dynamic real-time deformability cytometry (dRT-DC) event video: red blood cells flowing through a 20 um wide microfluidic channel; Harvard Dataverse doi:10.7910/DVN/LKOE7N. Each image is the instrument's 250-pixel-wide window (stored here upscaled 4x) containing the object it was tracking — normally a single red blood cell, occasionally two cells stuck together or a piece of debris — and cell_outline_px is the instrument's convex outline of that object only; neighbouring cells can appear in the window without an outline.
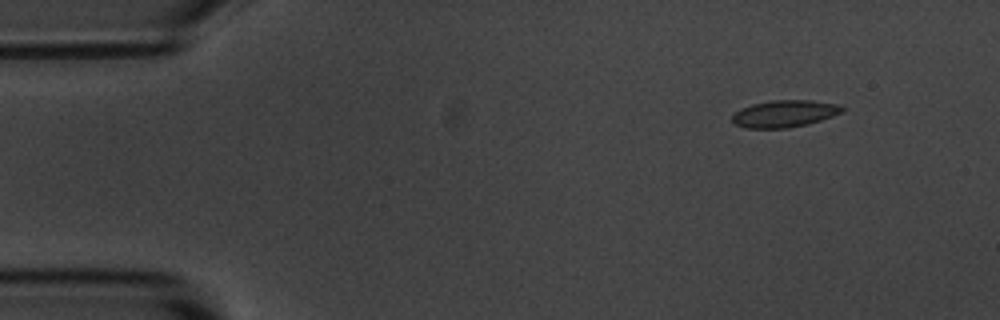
{"species": "common noctule bat (a hibernating species)", "species_latin": "Nyctalus noctula", "temperature_condition": "room temperature", "stored_images_in_passage": 4, "camera_frame_rate_fps": 3000, "um_per_image_px": 0.085, "animal": {"sex": "male", "body_mass_g": 20.1, "forearm_length_mm": 53.5}, "frame": {"image": 1, "passage_image": 1, "time_ms": 0.0, "image_size_px": [1000, 320], "cell_outline_px": [[844, 112], [808, 124], [788, 128], [744, 128], [732, 124], [732, 116], [740, 108], [752, 104], [772, 100], [812, 100], [840, 104], [844, 108]], "centroid_in_image_um": [66.68, 9.66], "position_along_channel_um": 18.3, "area_um2": 17.51}}
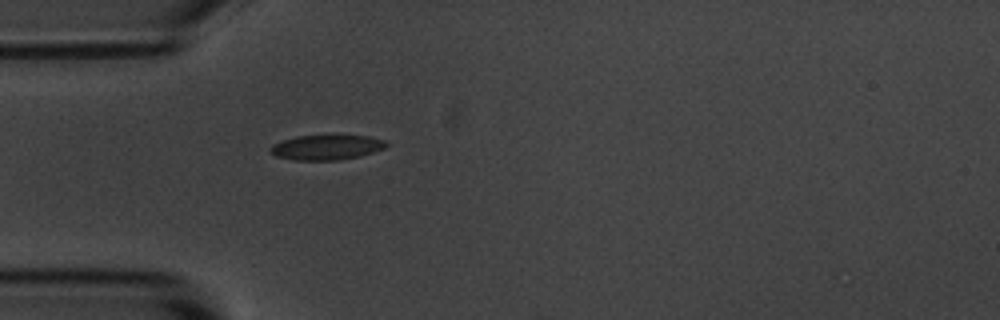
{"frame": {"image": 2, "passage_image": 4, "time_ms": 3.333, "image_size_px": [1000, 320], "cell_outline_px": [[388, 144], [384, 148], [360, 156], [336, 160], [292, 160], [276, 156], [268, 148], [272, 144], [296, 136], [332, 132], [368, 136], [384, 140]], "centroid_in_image_um": [27.75, 12.47], "position_along_channel_um": 57.2, "area_um2": 17.63}}